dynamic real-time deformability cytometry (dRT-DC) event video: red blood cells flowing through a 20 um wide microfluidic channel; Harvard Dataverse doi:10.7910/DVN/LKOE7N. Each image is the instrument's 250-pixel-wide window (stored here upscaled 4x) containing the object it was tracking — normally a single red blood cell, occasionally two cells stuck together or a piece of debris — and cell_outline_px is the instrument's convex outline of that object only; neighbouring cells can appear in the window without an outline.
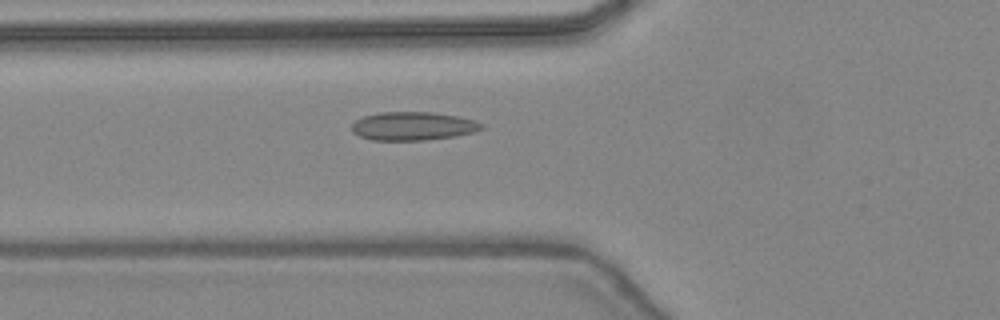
{"species": "common noctule bat (a hibernating species)", "species_latin": "Nyctalus noctula", "temperature_condition": "warm", "stored_images_in_passage": 47, "camera_frame_rate_fps": 3000, "um_per_image_px": 0.085, "animal": {"sex": "female", "body_mass_g": 24.6, "forearm_length_mm": 56.2}, "frame": {"image": 1, "passage_image": 18, "time_ms": 5.667, "image_size_px": [1000, 320], "cell_outline_px": [[484, 128], [476, 132], [456, 136], [424, 140], [372, 140], [360, 136], [352, 132], [352, 124], [356, 120], [364, 116], [380, 112], [432, 112], [456, 116], [476, 120], [484, 124]], "centroid_in_image_um": [35.14, 10.72], "position_along_channel_um": 90.7, "area_um2": 21.62}}
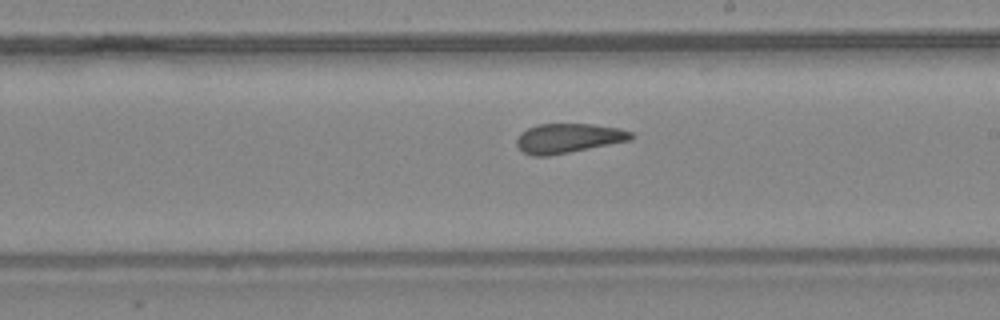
{"frame": {"image": 2, "passage_image": 28, "time_ms": 9.0, "image_size_px": [1000, 320], "cell_outline_px": [[636, 136], [632, 140], [548, 156], [532, 156], [524, 152], [516, 144], [516, 140], [520, 132], [536, 124], [592, 124], [620, 128], [632, 132]], "centroid_in_image_um": [48.32, 11.74], "position_along_channel_um": 240.7, "area_um2": 19.77}}
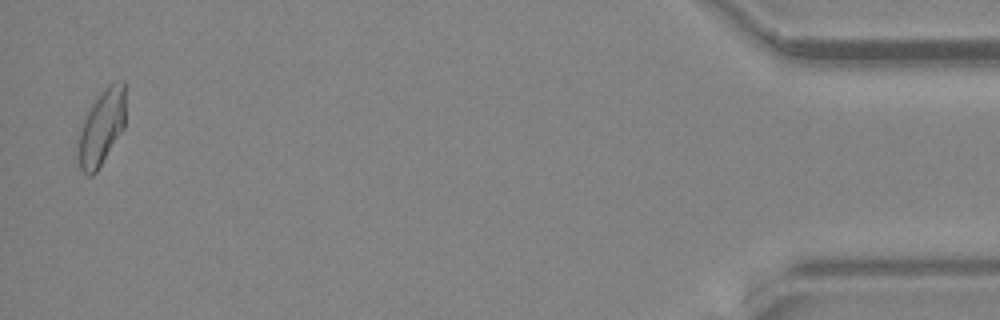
{"frame": {"image": 3, "passage_image": 46, "time_ms": 15.0, "image_size_px": [1000, 320], "cell_outline_px": [[124, 128], [96, 172], [92, 176], [88, 176], [80, 168], [80, 132], [84, 120], [92, 104], [104, 88], [120, 80], [124, 80]], "centroid_in_image_um": [8.66, 10.82], "position_along_channel_um": 426.5, "area_um2": 19.94}, "authors_computed_cell_mechanics": {"area_um2": 20.6924, "velocity_mm_per_s": 4.4773, "shape_relaxation_time_tau1_ms": null, "shape_relaxation_time_tau2_ms": 1.4278, "deformation_change_tau1": null, "deformation_change_tau2": 0.0661}}